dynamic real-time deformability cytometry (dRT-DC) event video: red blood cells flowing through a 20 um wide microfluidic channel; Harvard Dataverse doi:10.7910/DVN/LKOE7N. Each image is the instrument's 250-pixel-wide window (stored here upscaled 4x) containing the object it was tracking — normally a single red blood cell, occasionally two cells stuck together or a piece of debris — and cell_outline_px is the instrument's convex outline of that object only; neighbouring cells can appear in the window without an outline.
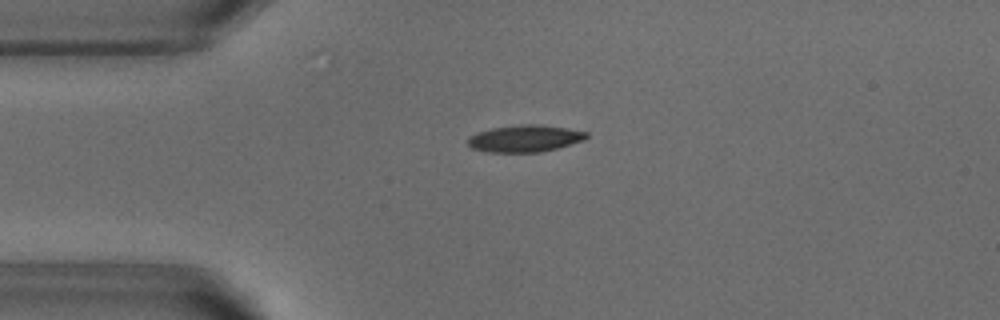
{"species": "common noctule bat (a hibernating species)", "species_latin": "Nyctalus noctula", "temperature_condition": "warm", "stored_images_in_passage": 23, "camera_frame_rate_fps": 3000, "um_per_image_px": 0.085, "animal": {"sex": "male", "body_mass_g": 18.8}, "frame": {"image": 1, "passage_image": 3, "time_ms": 0.667, "image_size_px": [1000, 320], "cell_outline_px": [[588, 136], [584, 140], [556, 148], [540, 152], [488, 152], [472, 148], [468, 144], [468, 140], [476, 132], [492, 128], [520, 124], [536, 124], [564, 128], [588, 132]], "centroid_in_image_um": [44.6, 11.77], "position_along_channel_um": 40.4, "area_um2": 18.38}}